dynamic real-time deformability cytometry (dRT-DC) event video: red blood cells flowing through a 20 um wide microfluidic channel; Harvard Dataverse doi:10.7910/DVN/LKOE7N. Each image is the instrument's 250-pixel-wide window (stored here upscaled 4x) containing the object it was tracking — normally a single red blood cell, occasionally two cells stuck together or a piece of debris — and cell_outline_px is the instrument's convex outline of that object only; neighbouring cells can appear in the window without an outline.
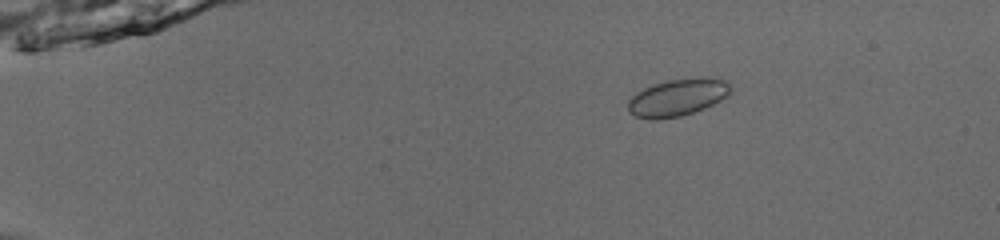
{"species": "common noctule bat (a hibernating species)", "species_latin": "Nyctalus noctula", "temperature_condition": "room temperature", "stored_images_in_passage": 54, "camera_frame_rate_fps": 3000, "um_per_image_px": 0.085, "animal": {"sex": "male", "body_mass_g": 13.0, "forearm_length_mm": 53.1}, "frame": {"image": 1, "passage_image": 11, "time_ms": 3.333, "image_size_px": [1000, 240], "cell_outline_px": [[728, 96], [704, 108], [680, 116], [656, 120], [648, 120], [636, 116], [628, 112], [628, 100], [636, 92], [644, 88], [668, 80], [700, 76], [704, 76], [724, 80], [728, 84]], "centroid_in_image_um": [57.54, 8.28], "position_along_channel_um": 27.5, "area_um2": 22.14}}
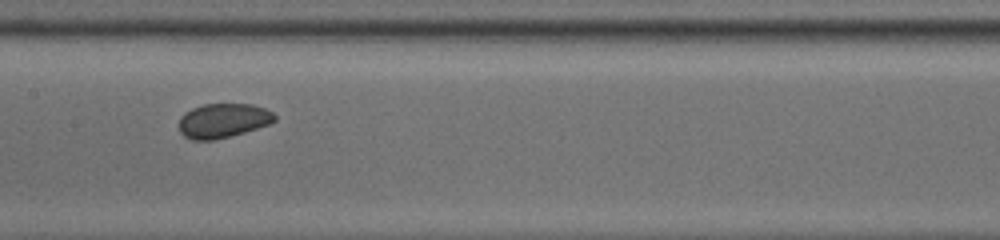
{"frame": {"image": 2, "passage_image": 30, "time_ms": 9.667, "image_size_px": [1000, 240], "cell_outline_px": [[276, 120], [268, 124], [244, 132], [212, 140], [192, 140], [184, 136], [180, 132], [180, 116], [184, 112], [192, 108], [204, 104], [252, 104], [264, 108], [272, 112], [276, 116]], "centroid_in_image_um": [18.94, 10.24], "position_along_channel_um": 188.5, "area_um2": 19.02}}
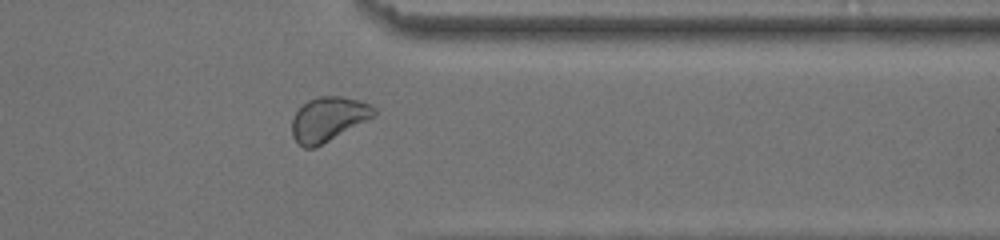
{"frame": {"image": 3, "passage_image": 45, "time_ms": 14.667, "image_size_px": [1000, 240], "cell_outline_px": [[376, 116], [316, 148], [304, 148], [296, 144], [292, 136], [292, 120], [296, 112], [308, 100], [320, 96], [340, 96], [372, 104], [376, 108]], "centroid_in_image_um": [27.91, 10.15], "position_along_channel_um": 383.5, "area_um2": 21.44}, "authors_computed_cell_mechanics": {"area_um2": 20.6346, "velocity_mm_per_s": 3.9381, "shape_relaxation_time_tau1_ms": null, "shape_relaxation_time_tau2_ms": 3.0783, "deformation_change_tau1": null, "deformation_change_tau2": 0.0575}}